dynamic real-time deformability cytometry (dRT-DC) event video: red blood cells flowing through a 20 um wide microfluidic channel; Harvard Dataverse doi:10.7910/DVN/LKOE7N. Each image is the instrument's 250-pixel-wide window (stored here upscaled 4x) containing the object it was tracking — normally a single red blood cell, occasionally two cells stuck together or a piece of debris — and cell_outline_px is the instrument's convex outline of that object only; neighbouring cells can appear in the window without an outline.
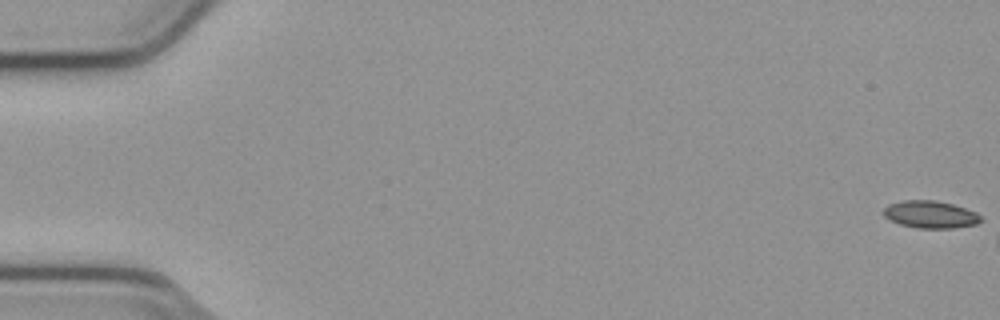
{"species": "common noctule bat (a hibernating species)", "species_latin": "Nyctalus noctula", "temperature_condition": "cold", "stored_images_in_passage": 7, "camera_frame_rate_fps": 3000, "um_per_image_px": 0.085, "animal": {"sex": "male", "body_mass_g": 23.1, "forearm_length_mm": 52.7}, "frame": {"image": 1, "passage_image": 1, "time_ms": 0.0, "image_size_px": [1000, 320], "cell_outline_px": [[984, 220], [976, 224], [952, 228], [916, 228], [900, 224], [884, 216], [884, 208], [888, 204], [904, 200], [936, 200], [952, 204], [976, 212]], "centroid_in_image_um": [79.09, 18.23], "position_along_channel_um": 5.9, "area_um2": 15.43}}